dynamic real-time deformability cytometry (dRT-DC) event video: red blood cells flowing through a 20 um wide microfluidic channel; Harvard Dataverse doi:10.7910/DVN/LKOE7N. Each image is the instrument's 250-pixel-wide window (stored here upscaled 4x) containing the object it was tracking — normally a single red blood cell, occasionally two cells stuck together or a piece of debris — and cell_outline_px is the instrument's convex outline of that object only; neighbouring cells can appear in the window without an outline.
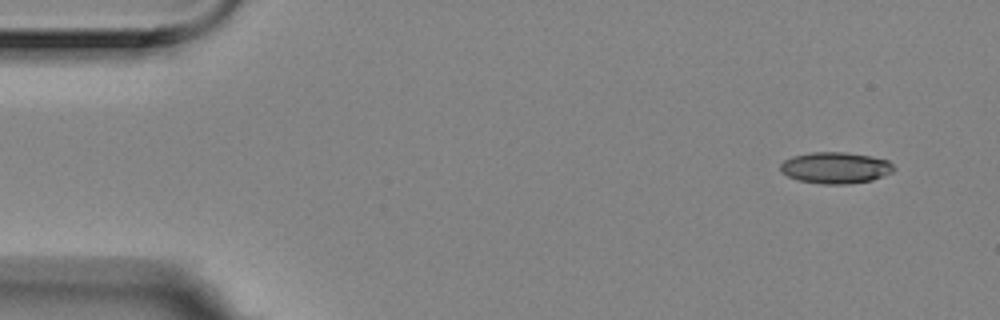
{"species": "Egyptian fruit bat (a non-hibernating species)", "species_latin": "Rousettus aegyptiacus", "temperature_condition": "room temperature", "stored_images_in_passage": 4, "camera_frame_rate_fps": 3000, "um_per_image_px": 0.085, "animal": {"sex": "female"}, "frame": {"image": 1, "passage_image": 1, "time_ms": 0.0, "image_size_px": [1000, 320], "cell_outline_px": [[896, 168], [892, 172], [872, 180], [848, 184], [824, 184], [800, 180], [788, 176], [780, 172], [780, 164], [784, 160], [792, 156], [812, 152], [844, 152], [872, 156], [888, 160]], "centroid_in_image_um": [71.02, 14.25], "position_along_channel_um": 14.0, "area_um2": 20.75}}